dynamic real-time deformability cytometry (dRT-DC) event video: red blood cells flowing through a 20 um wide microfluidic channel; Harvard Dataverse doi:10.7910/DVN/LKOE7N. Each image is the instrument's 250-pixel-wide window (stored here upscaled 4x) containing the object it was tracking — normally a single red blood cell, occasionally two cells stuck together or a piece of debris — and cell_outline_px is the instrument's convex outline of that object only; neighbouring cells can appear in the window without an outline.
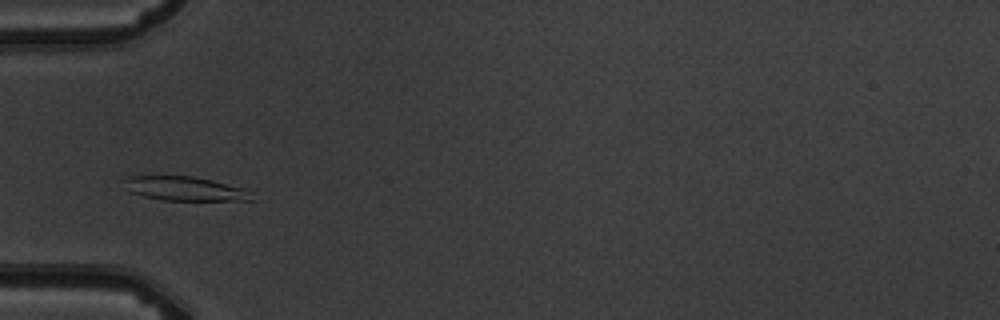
{"species": "common noctule bat (a hibernating species)", "species_latin": "Nyctalus noctula", "temperature_condition": "warm", "stored_images_in_passage": 8, "camera_frame_rate_fps": 3000, "um_per_image_px": 0.085, "animal": {"sex": "male", "body_mass_g": 19.5, "forearm_length_mm": 54.6}, "frame": {"image": 1, "passage_image": 3, "time_ms": 2.333, "image_size_px": [1000, 320], "cell_outline_px": [[252, 200], [164, 200], [144, 196], [132, 192], [124, 180], [128, 176], [192, 176], [212, 180], [244, 188], [248, 192]], "centroid_in_image_um": [15.72, 16.03], "position_along_channel_um": 69.3, "area_um2": 17.4}}
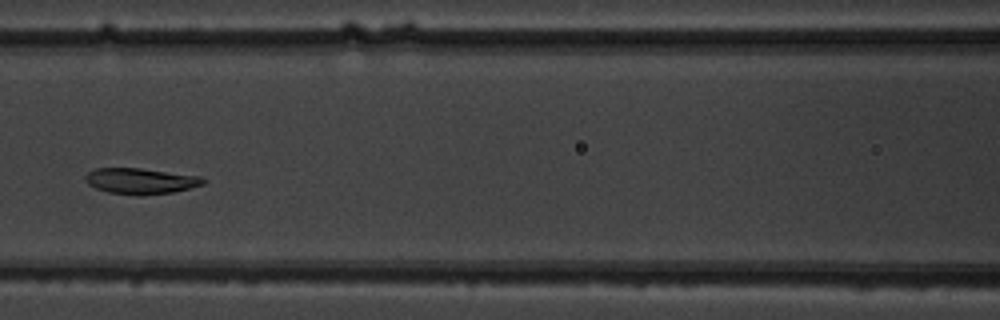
{"frame": {"image": 2, "passage_image": 5, "time_ms": 4.667, "image_size_px": [1000, 320], "cell_outline_px": [[208, 180], [204, 184], [172, 192], [140, 196], [108, 192], [96, 188], [88, 184], [84, 180], [84, 176], [88, 172], [96, 168], [140, 168], [200, 176]], "centroid_in_image_um": [11.94, 15.38], "position_along_channel_um": 154.7, "area_um2": 17.8}}
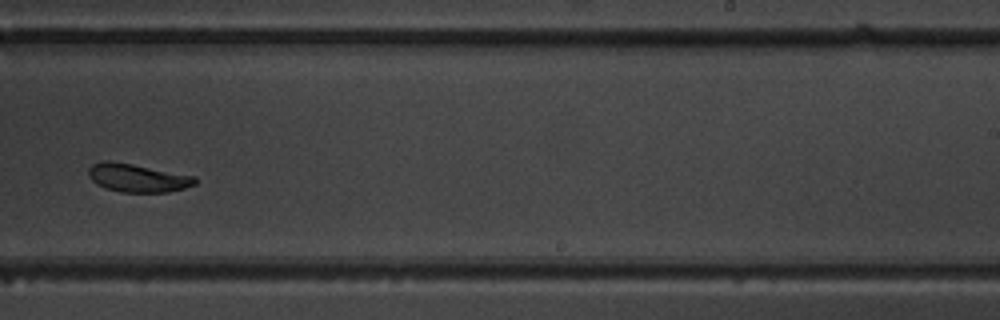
{"frame": {"image": 3, "passage_image": 8, "time_ms": 8.0, "image_size_px": [1000, 320], "cell_outline_px": [[196, 184], [184, 188], [168, 192], [120, 192], [104, 188], [96, 184], [88, 176], [88, 168], [92, 164], [100, 160], [108, 160], [132, 164], [196, 176]], "centroid_in_image_um": [11.65, 15.12], "position_along_channel_um": 277.3, "area_um2": 17.69}}